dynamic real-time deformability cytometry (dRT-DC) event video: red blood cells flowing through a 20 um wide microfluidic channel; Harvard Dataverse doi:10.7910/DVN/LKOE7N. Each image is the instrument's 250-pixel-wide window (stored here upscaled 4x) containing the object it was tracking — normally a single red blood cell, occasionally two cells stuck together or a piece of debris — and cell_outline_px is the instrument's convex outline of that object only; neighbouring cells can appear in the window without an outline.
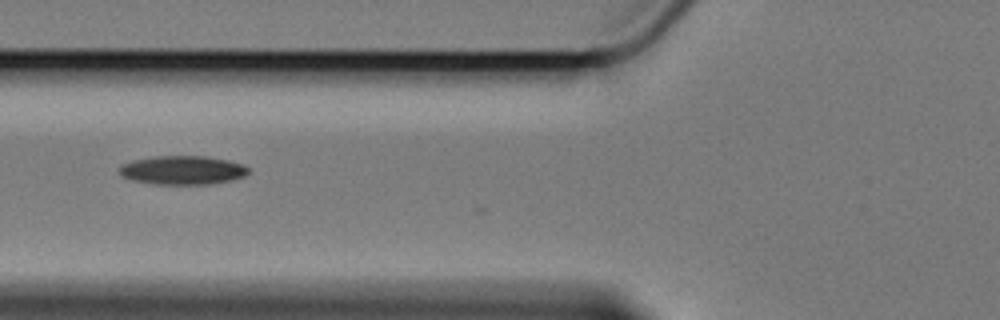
{"species": "Egyptian fruit bat (a non-hibernating species)", "species_latin": "Rousettus aegyptiacus", "temperature_condition": "cold", "stored_images_in_passage": 6, "camera_frame_rate_fps": 3000, "um_per_image_px": 0.085, "animal": {"sex": "female"}, "frame": {"image": 1, "passage_image": 5, "time_ms": 1.333, "image_size_px": [1000, 320], "cell_outline_px": [[248, 172], [244, 176], [212, 184], [156, 184], [132, 180], [120, 176], [120, 168], [124, 164], [132, 160], [156, 156], [204, 156], [228, 160], [240, 164], [248, 168]], "centroid_in_image_um": [15.49, 14.46], "position_along_channel_um": 110.3, "area_um2": 21.39}}